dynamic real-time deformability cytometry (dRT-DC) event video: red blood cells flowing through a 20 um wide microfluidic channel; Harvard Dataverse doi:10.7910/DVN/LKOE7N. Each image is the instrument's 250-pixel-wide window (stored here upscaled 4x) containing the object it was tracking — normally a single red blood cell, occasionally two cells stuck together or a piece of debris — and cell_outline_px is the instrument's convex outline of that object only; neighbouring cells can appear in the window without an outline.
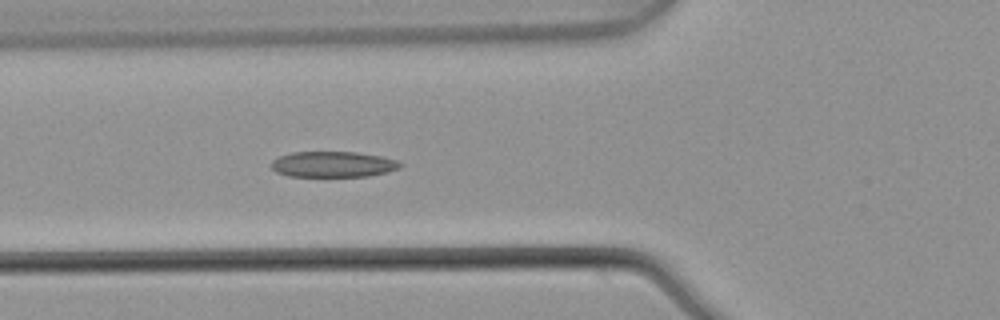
{"species": "common noctule bat (a hibernating species)", "species_latin": "Nyctalus noctula", "temperature_condition": "warm", "stored_images_in_passage": 6, "camera_frame_rate_fps": 3000, "um_per_image_px": 0.085, "animal": {"sex": "male", "body_mass_g": 21.5, "forearm_length_mm": 52.0}, "frame": {"image": 1, "passage_image": 6, "time_ms": 1.667, "image_size_px": [1000, 320], "cell_outline_px": [[404, 164], [400, 168], [388, 172], [368, 176], [288, 176], [276, 172], [272, 168], [272, 160], [280, 156], [292, 152], [356, 152], [380, 156], [396, 160]], "centroid_in_image_um": [28.33, 13.97], "position_along_channel_um": 97.5, "area_um2": 19.31}}